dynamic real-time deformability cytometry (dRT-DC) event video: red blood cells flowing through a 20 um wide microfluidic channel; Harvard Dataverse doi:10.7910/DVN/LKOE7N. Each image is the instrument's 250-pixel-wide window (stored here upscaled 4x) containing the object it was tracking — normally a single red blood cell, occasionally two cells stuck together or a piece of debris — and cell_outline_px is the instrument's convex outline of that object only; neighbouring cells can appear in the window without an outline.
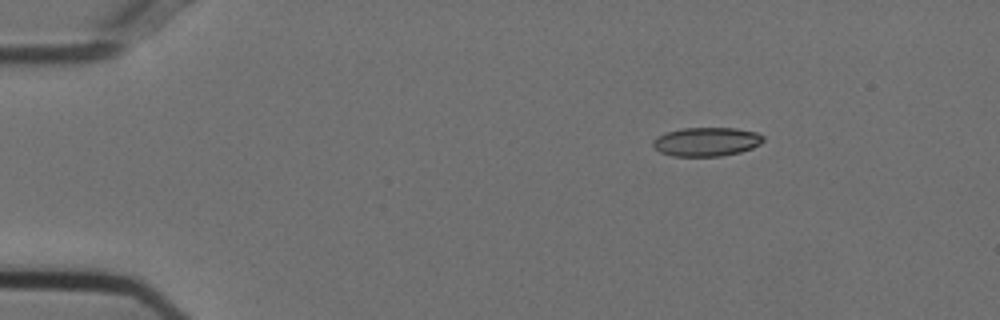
{"species": "Egyptian fruit bat (a non-hibernating species)", "species_latin": "Rousettus aegyptiacus", "temperature_condition": "cold", "stored_images_in_passage": 47, "camera_frame_rate_fps": 3000, "um_per_image_px": 0.085, "animal": {"sex": "female"}, "frame": {"image": 1, "passage_image": 1, "time_ms": 0.0, "image_size_px": [1000, 320], "cell_outline_px": [[764, 140], [760, 144], [752, 148], [740, 152], [720, 156], [672, 156], [660, 152], [652, 144], [652, 140], [656, 136], [668, 132], [684, 128], [736, 128], [756, 132], [764, 136]], "centroid_in_image_um": [60.05, 12.05], "position_along_channel_um": 24.9, "area_um2": 18.55}}
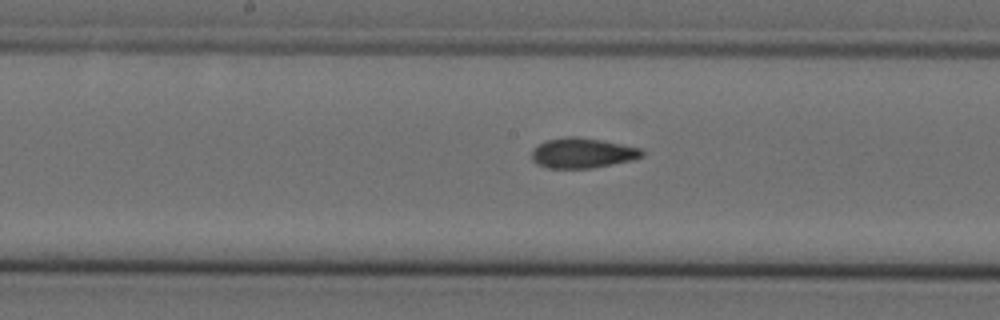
{"frame": {"image": 2, "passage_image": 21, "time_ms": 6.667, "image_size_px": [1000, 320], "cell_outline_px": [[644, 156], [632, 160], [592, 168], [548, 168], [536, 164], [532, 160], [532, 152], [540, 144], [548, 140], [568, 136], [576, 136], [600, 140], [644, 148]], "centroid_in_image_um": [49.55, 13.01], "position_along_channel_um": 198.6, "area_um2": 19.31}}
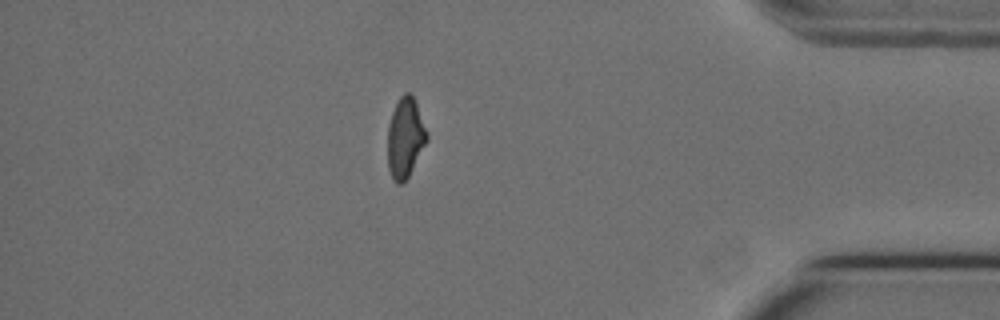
{"frame": {"image": 3, "passage_image": 40, "time_ms": 13.0, "image_size_px": [1000, 320], "cell_outline_px": [[428, 140], [404, 184], [396, 184], [388, 168], [388, 124], [392, 112], [400, 96], [404, 92], [408, 92], [412, 96], [416, 104], [428, 132]], "centroid_in_image_um": [34.45, 11.73], "position_along_channel_um": 400.8, "area_um2": 18.26}, "authors_computed_cell_mechanics": {"area_um2": 19.2474, "velocity_mm_per_s": 3.741, "shape_relaxation_time_tau1_ms": null, "shape_relaxation_time_tau2_ms": 2.5211, "deformation_change_tau1": null, "deformation_change_tau2": 0.0804}}